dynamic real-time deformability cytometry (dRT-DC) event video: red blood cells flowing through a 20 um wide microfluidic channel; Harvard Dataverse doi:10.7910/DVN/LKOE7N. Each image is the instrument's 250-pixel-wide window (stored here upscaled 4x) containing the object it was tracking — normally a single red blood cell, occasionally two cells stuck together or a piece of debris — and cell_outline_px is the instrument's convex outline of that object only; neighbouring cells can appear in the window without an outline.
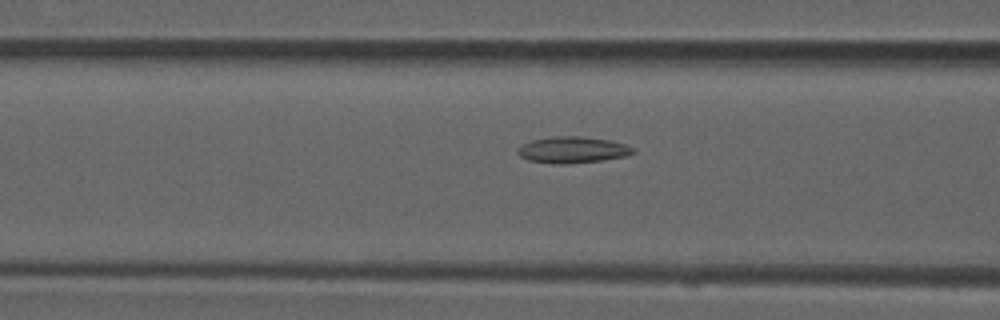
{"species": "common noctule bat (a hibernating species)", "species_latin": "Nyctalus noctula", "temperature_condition": "room temperature", "stored_images_in_passage": 13, "camera_frame_rate_fps": 3000, "um_per_image_px": 0.085, "animal": {"sex": "male", "forearm_length_mm": 52.5}, "frame": {"image": 1, "passage_image": 11, "time_ms": 3.333, "image_size_px": [1000, 320], "cell_outline_px": [[636, 152], [624, 156], [600, 160], [568, 164], [556, 164], [528, 160], [520, 156], [516, 152], [516, 148], [532, 140], [552, 136], [580, 136], [608, 140], [624, 144], [636, 148]], "centroid_in_image_um": [48.64, 12.73], "position_along_channel_um": 118.0, "area_um2": 17.69}}